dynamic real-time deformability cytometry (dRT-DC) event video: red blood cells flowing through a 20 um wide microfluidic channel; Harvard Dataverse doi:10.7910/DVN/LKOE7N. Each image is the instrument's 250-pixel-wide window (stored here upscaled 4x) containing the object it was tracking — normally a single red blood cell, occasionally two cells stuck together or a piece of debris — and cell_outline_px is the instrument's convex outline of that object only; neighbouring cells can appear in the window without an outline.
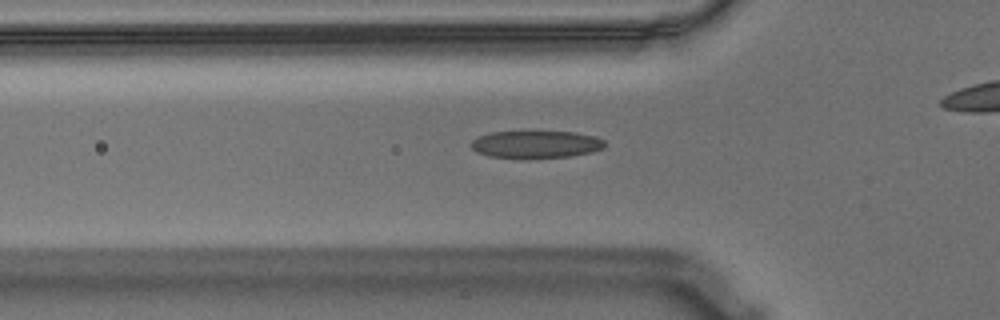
{"species": "Egyptian fruit bat (a non-hibernating species)", "species_latin": "Rousettus aegyptiacus", "temperature_condition": "warm", "stored_images_in_passage": 22, "camera_frame_rate_fps": 3000, "um_per_image_px": 0.085, "animal": {"sex": "male"}, "frame": {"image": 1, "passage_image": 10, "time_ms": 3.0, "image_size_px": [1000, 320], "cell_outline_px": [[604, 148], [592, 152], [572, 156], [520, 160], [488, 156], [476, 152], [472, 148], [472, 140], [480, 136], [492, 132], [576, 132], [596, 136], [604, 140]], "centroid_in_image_um": [45.56, 12.3], "position_along_channel_um": 80.2, "area_um2": 21.79}}
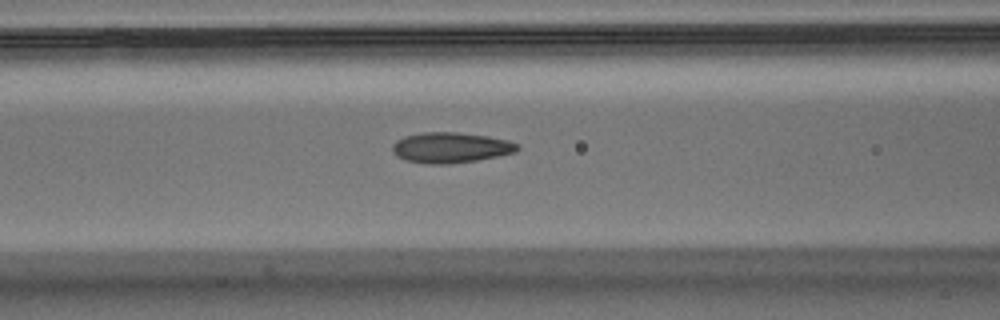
{"frame": {"image": 2, "passage_image": 14, "time_ms": 4.333, "image_size_px": [1000, 320], "cell_outline_px": [[520, 148], [516, 152], [476, 160], [452, 164], [428, 164], [404, 160], [396, 156], [392, 152], [392, 144], [396, 140], [404, 136], [424, 132], [456, 132], [488, 136], [508, 140], [520, 144]], "centroid_in_image_um": [38.29, 12.55], "position_along_channel_um": 128.3, "area_um2": 22.43}}
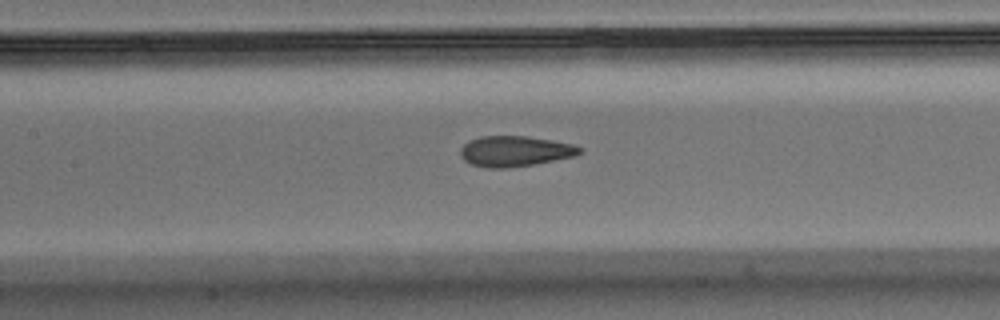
{"frame": {"image": 3, "passage_image": 17, "time_ms": 5.333, "image_size_px": [1000, 320], "cell_outline_px": [[584, 148], [576, 156], [536, 164], [512, 168], [484, 168], [472, 164], [464, 160], [460, 156], [460, 148], [468, 140], [480, 136], [528, 136], [576, 144]], "centroid_in_image_um": [43.79, 12.85], "position_along_channel_um": 163.6, "area_um2": 21.68}}